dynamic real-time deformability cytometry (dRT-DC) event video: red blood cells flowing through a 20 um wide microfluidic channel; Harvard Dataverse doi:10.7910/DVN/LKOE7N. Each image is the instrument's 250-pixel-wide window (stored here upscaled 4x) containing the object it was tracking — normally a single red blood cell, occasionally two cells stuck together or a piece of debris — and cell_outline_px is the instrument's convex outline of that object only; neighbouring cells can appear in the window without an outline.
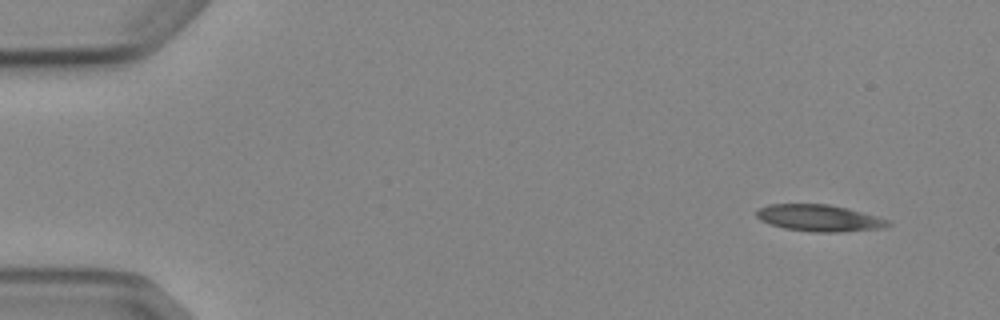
{"species": "Egyptian fruit bat (a non-hibernating species)", "species_latin": "Rousettus aegyptiacus", "temperature_condition": "cold", "stored_images_in_passage": 7, "camera_frame_rate_fps": 3000, "um_per_image_px": 0.085, "animal": {"sex": "female"}, "frame": {"image": 1, "passage_image": 1, "time_ms": 0.0, "image_size_px": [1000, 320], "cell_outline_px": [[892, 224], [884, 228], [840, 232], [812, 232], [784, 228], [760, 220], [756, 216], [756, 212], [760, 208], [768, 204], [828, 204], [848, 208], [892, 220]], "centroid_in_image_um": [69.69, 18.53], "position_along_channel_um": 15.3, "area_um2": 20.58}}
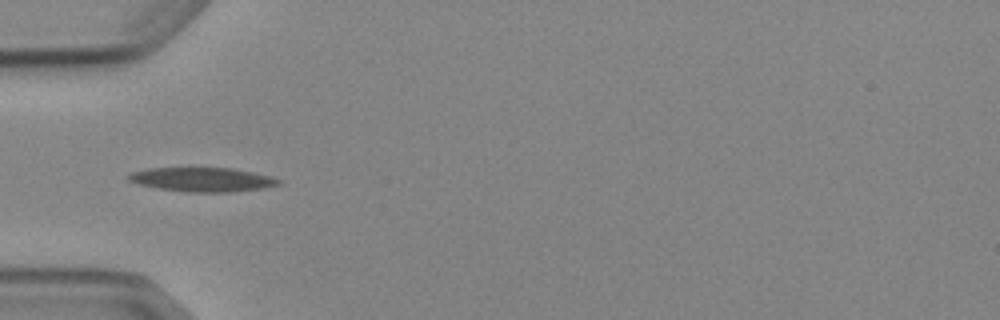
{"frame": {"image": 2, "passage_image": 4, "time_ms": 4.333, "image_size_px": [1000, 320], "cell_outline_px": [[280, 184], [264, 188], [228, 192], [188, 192], [160, 188], [140, 184], [128, 180], [128, 176], [132, 172], [148, 168], [232, 168], [252, 172], [268, 176], [280, 180]], "centroid_in_image_um": [17.2, 15.26], "position_along_channel_um": 67.8, "area_um2": 20.75}}
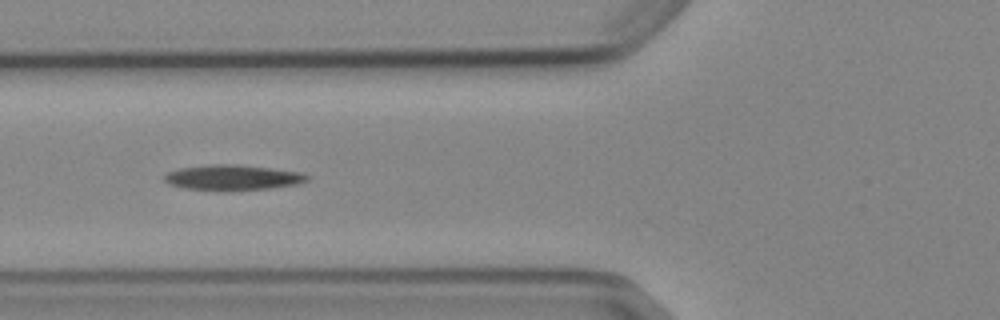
{"frame": {"image": 3, "passage_image": 5, "time_ms": 5.333, "image_size_px": [1000, 320], "cell_outline_px": [[312, 176], [308, 180], [296, 184], [268, 188], [228, 192], [220, 192], [184, 188], [168, 184], [164, 180], [164, 176], [168, 172], [180, 168], [212, 164], [236, 164], [272, 168], [304, 172]], "centroid_in_image_um": [19.79, 15.1], "position_along_channel_um": 106.0, "area_um2": 21.62}}